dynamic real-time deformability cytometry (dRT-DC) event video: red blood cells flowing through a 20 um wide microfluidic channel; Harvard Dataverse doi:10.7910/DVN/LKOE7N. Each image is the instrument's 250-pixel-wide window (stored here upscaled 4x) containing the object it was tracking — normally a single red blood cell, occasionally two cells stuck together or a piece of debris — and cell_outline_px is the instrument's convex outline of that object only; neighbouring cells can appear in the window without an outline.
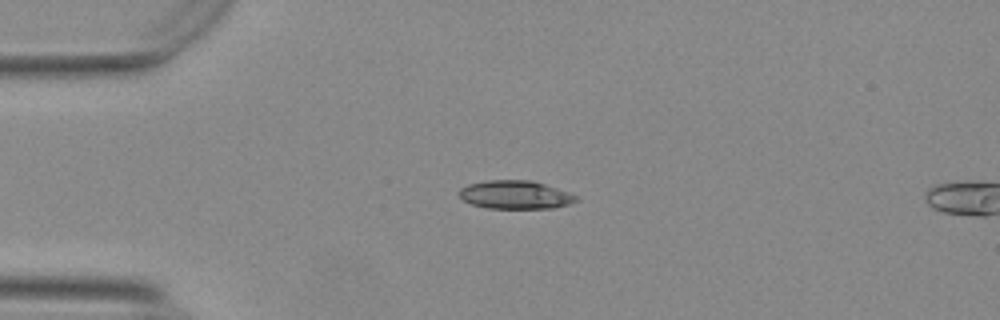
{"species": "Egyptian fruit bat (a non-hibernating species)", "species_latin": "Rousettus aegyptiacus", "temperature_condition": "warm", "stored_images_in_passage": 3, "camera_frame_rate_fps": 3000, "um_per_image_px": 0.085, "animal": {"sex": "female"}, "frame": {"image": 1, "passage_image": 1, "time_ms": 0.0, "image_size_px": [1000, 320], "cell_outline_px": [[576, 200], [568, 204], [556, 208], [488, 208], [472, 204], [464, 200], [456, 192], [460, 188], [468, 184], [488, 180], [532, 180], [568, 192], [576, 196]], "centroid_in_image_um": [43.75, 16.55], "position_along_channel_um": 41.2, "area_um2": 19.19}}